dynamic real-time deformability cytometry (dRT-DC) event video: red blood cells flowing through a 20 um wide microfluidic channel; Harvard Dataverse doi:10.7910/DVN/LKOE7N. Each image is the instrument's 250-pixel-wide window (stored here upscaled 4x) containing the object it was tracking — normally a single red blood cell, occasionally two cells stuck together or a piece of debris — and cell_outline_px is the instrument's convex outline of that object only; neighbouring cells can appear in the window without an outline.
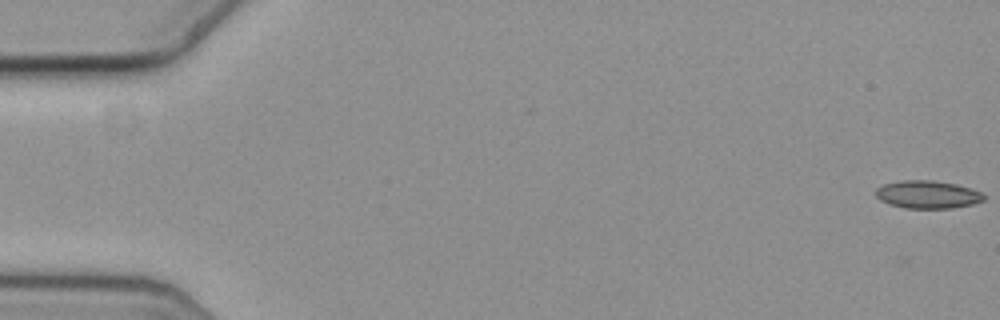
{"species": "common noctule bat (a hibernating species)", "species_latin": "Nyctalus noctula", "temperature_condition": "cold", "stored_images_in_passage": 14, "camera_frame_rate_fps": 3000, "um_per_image_px": 0.085, "animal": {"sex": "female", "body_mass_g": 19.3, "forearm_length_mm": 54.1}, "frame": {"image": 1, "passage_image": 1, "time_ms": 0.0, "image_size_px": [1000, 320], "cell_outline_px": [[984, 200], [972, 204], [952, 208], [904, 208], [888, 204], [880, 200], [876, 196], [876, 188], [884, 184], [904, 180], [932, 180], [956, 184], [980, 192], [984, 196]], "centroid_in_image_um": [78.81, 16.54], "position_along_channel_um": 6.2, "area_um2": 17.4}}